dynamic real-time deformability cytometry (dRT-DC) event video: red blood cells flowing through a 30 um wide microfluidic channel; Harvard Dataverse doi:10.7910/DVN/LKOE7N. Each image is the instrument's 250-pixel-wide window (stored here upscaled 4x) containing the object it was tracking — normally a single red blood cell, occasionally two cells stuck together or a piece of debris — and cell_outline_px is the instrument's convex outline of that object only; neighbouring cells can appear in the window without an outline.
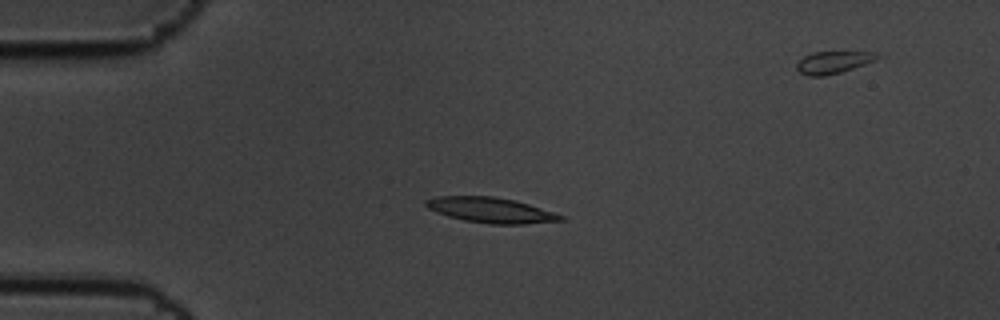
{"species": "common noctule bat (a hibernating species)", "species_latin": "Nyctalus noctula", "temperature_condition": "cold", "stored_images_in_passage": 5, "segment_of_instrument_passage": [1, 2], "camera_frame_rate_fps": 3000, "um_per_image_px": 0.085, "animal": {"sex": "male", "body_mass_g": 19.5, "forearm_length_mm": 54.6}, "frame": {"image": 1, "passage_image": 3, "time_ms": 0.667, "image_size_px": [1000, 320], "cell_outline_px": [[564, 220], [524, 224], [488, 224], [464, 220], [448, 216], [436, 212], [428, 208], [424, 204], [424, 200], [436, 196], [492, 196], [516, 200], [564, 216]], "centroid_in_image_um": [41.67, 17.85], "position_along_channel_um": 43.3, "area_um2": 19.83}}